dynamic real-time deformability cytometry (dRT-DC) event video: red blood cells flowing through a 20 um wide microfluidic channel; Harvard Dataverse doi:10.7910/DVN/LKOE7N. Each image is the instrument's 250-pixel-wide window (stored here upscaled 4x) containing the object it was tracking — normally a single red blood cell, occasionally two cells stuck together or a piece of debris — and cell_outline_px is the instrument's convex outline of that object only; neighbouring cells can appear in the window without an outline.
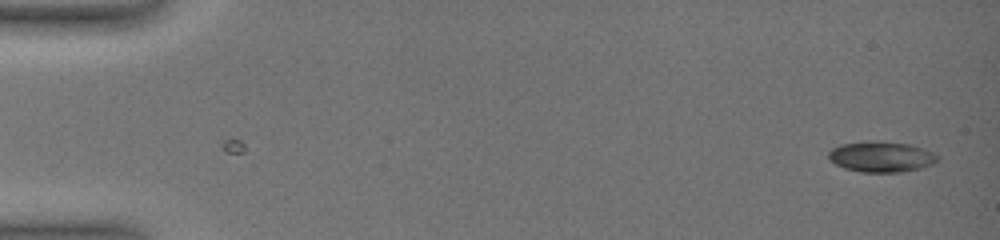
{"species": "common noctule bat (a hibernating species)", "species_latin": "Nyctalus noctula", "temperature_condition": "warm", "stored_images_in_passage": 4, "camera_frame_rate_fps": 3000, "um_per_image_px": 0.085, "animal": {"sex": "female", "body_mass_g": 19.0, "forearm_length_mm": 51.5}, "frame": {"image": 1, "passage_image": 4, "time_ms": 2.0, "image_size_px": [1000, 240], "cell_outline_px": [[940, 160], [932, 164], [920, 168], [900, 172], [860, 172], [844, 168], [836, 164], [828, 156], [828, 152], [832, 148], [840, 144], [864, 140], [868, 140], [908, 144], [924, 148], [940, 156]], "centroid_in_image_um": [74.91, 13.31], "position_along_channel_um": 10.1, "area_um2": 19.59}}